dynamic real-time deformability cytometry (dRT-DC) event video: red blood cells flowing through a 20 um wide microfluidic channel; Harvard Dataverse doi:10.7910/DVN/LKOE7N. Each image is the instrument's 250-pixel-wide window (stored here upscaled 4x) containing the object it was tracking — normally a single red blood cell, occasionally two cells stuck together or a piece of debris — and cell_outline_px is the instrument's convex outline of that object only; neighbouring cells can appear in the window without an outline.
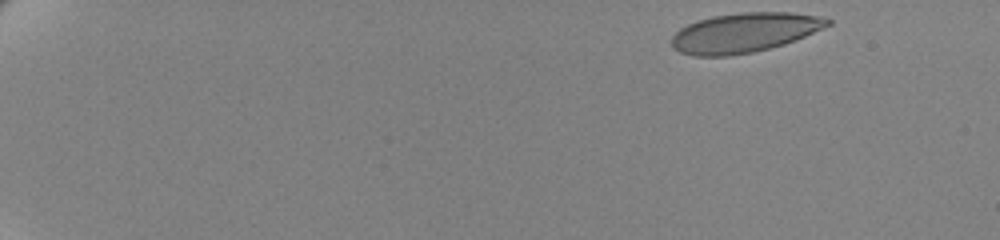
{"species": "human", "species_latin": "Homo sapiens", "temperature_condition": "cold", "stored_images_in_passage": 55, "camera_frame_rate_fps": 3000, "um_per_image_px": 0.085, "donor": {"sex": "female"}, "frame": {"image": 1, "passage_image": 2, "time_ms": 0.333, "image_size_px": [1000, 240], "cell_outline_px": [[832, 24], [796, 40], [784, 44], [752, 52], [728, 56], [692, 56], [680, 52], [672, 48], [672, 36], [680, 28], [688, 24], [712, 16], [740, 12], [788, 12], [816, 16], [832, 20]], "centroid_in_image_um": [63.25, 2.78], "position_along_channel_um": 21.7, "area_um2": 35.84}}
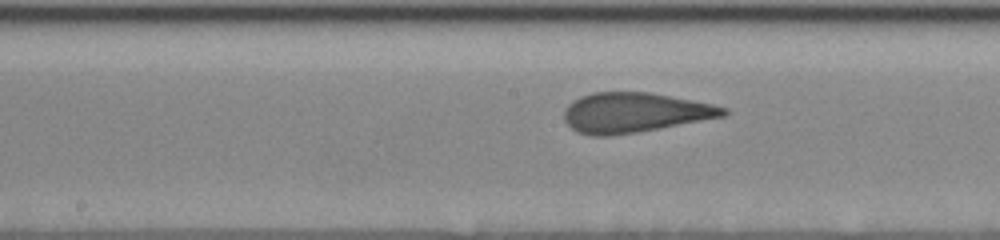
{"frame": {"image": 2, "passage_image": 30, "time_ms": 9.667, "image_size_px": [1000, 240], "cell_outline_px": [[728, 112], [724, 116], [660, 128], [636, 132], [608, 136], [592, 136], [576, 132], [564, 120], [564, 108], [568, 104], [580, 96], [592, 92], [648, 92], [692, 100], [712, 104], [728, 108]], "centroid_in_image_um": [53.89, 9.57], "position_along_channel_um": 194.3, "area_um2": 36.88}}
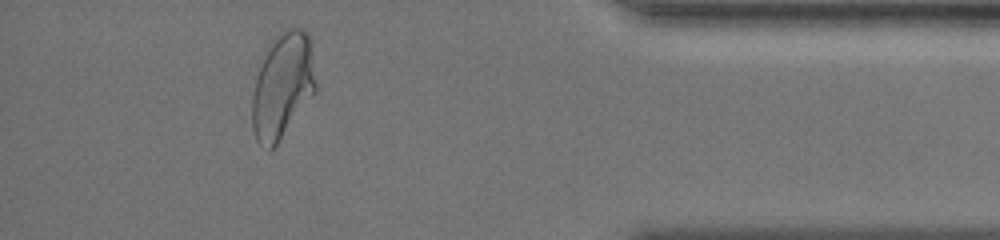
{"frame": {"image": 3, "passage_image": 51, "time_ms": 16.667, "image_size_px": [1000, 240], "cell_outline_px": [[316, 92], [276, 144], [272, 148], [268, 148], [260, 144], [256, 140], [252, 128], [252, 96], [256, 64], [264, 48], [280, 28], [304, 28], [308, 32], [312, 40], [316, 80]], "centroid_in_image_um": [24.0, 7.15], "position_along_channel_um": 411.2, "area_um2": 40.58}, "authors_computed_cell_mechanics": {"area_um2": 36.9342, "velocity_mm_per_s": 3.4897, "shape_relaxation_time_tau1_ms": 5.3824, "shape_relaxation_time_tau2_ms": null, "deformation_change_tau1": 0.1962, "deformation_change_tau2": null}}